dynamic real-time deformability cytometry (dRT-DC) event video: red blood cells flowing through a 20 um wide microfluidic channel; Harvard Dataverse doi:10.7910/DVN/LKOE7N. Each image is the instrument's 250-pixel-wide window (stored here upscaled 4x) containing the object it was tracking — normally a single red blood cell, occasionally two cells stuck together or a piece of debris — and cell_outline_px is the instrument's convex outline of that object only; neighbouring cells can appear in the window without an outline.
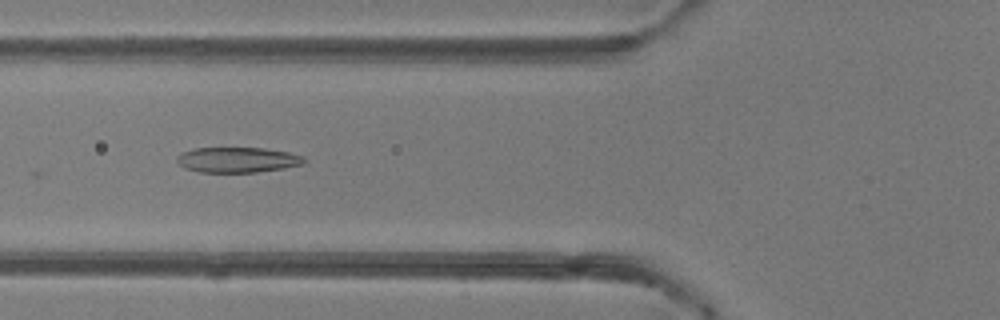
{"species": "common noctule bat (a hibernating species)", "species_latin": "Nyctalus noctula", "temperature_condition": "room temperature", "stored_images_in_passage": 4, "camera_frame_rate_fps": 3000, "um_per_image_px": 0.085, "animal": {"sex": "female"}, "frame": {"image": 1, "passage_image": 4, "time_ms": 3.667, "image_size_px": [1000, 320], "cell_outline_px": [[304, 164], [284, 168], [256, 172], [200, 172], [184, 168], [176, 160], [176, 156], [192, 148], [264, 148], [288, 152], [304, 156]], "centroid_in_image_um": [20.18, 13.58], "position_along_channel_um": 105.6, "area_um2": 18.73}}